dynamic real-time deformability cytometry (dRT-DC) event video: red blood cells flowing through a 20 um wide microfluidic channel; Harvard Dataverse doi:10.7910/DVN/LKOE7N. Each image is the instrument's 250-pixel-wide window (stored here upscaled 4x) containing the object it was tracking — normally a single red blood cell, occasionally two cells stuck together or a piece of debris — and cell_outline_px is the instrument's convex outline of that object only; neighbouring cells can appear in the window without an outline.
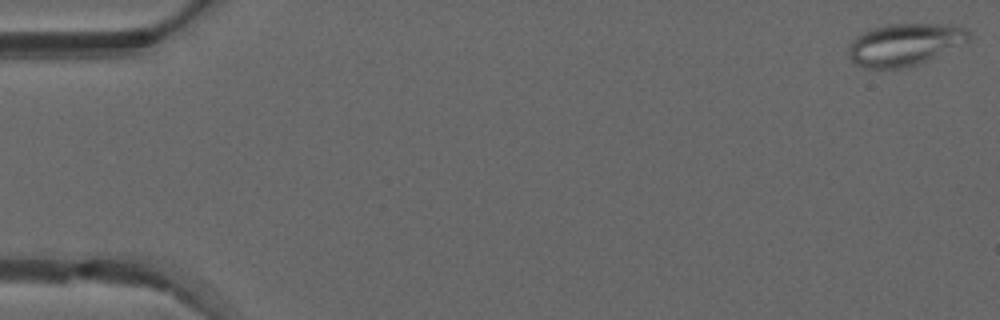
{"species": "common noctule bat (a hibernating species)", "species_latin": "Nyctalus noctula", "temperature_condition": "warm", "stored_images_in_passage": 9, "camera_frame_rate_fps": 3000, "um_per_image_px": 0.085, "animal": {"sex": "male", "forearm_length_mm": 52.5}, "frame": {"image": 1, "passage_image": 1, "time_ms": 0.0, "image_size_px": [1000, 320], "cell_outline_px": [[972, 40], [968, 44], [916, 64], [900, 68], [864, 68], [856, 64], [848, 56], [848, 48], [852, 40], [860, 32], [872, 28], [888, 24], [936, 24], [964, 28], [972, 36]], "centroid_in_image_um": [76.91, 3.78], "position_along_channel_um": 8.1, "area_um2": 29.71}}